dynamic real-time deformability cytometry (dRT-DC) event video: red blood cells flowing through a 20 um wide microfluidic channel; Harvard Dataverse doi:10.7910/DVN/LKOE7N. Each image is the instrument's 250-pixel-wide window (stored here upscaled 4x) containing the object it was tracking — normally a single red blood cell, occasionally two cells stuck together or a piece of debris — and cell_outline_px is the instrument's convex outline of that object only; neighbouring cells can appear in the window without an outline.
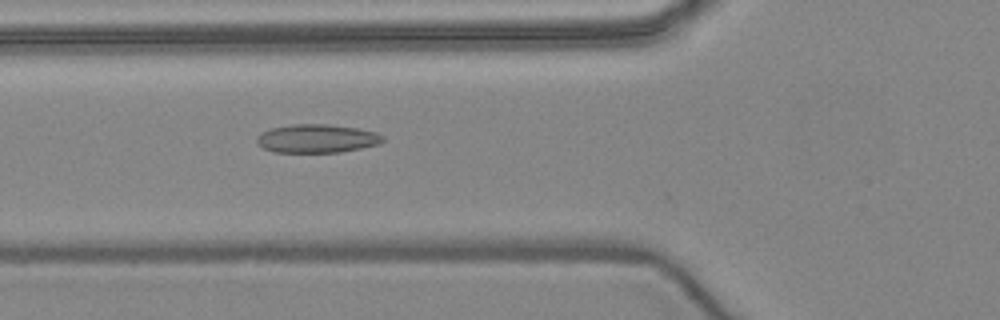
{"species": "common noctule bat (a hibernating species)", "species_latin": "Nyctalus noctula", "temperature_condition": "warm", "stored_images_in_passage": 5, "camera_frame_rate_fps": 3000, "um_per_image_px": 0.085, "animal": {"sex": "female", "body_mass_g": 24.6, "forearm_length_mm": 56.2}, "frame": {"image": 1, "passage_image": 5, "time_ms": 4.667, "image_size_px": [1000, 320], "cell_outline_px": [[384, 140], [380, 144], [340, 152], [272, 152], [264, 148], [256, 140], [256, 136], [260, 132], [272, 128], [292, 124], [328, 124], [356, 128], [376, 132], [384, 136]], "centroid_in_image_um": [26.93, 11.77], "position_along_channel_um": 98.9, "area_um2": 20.92}}